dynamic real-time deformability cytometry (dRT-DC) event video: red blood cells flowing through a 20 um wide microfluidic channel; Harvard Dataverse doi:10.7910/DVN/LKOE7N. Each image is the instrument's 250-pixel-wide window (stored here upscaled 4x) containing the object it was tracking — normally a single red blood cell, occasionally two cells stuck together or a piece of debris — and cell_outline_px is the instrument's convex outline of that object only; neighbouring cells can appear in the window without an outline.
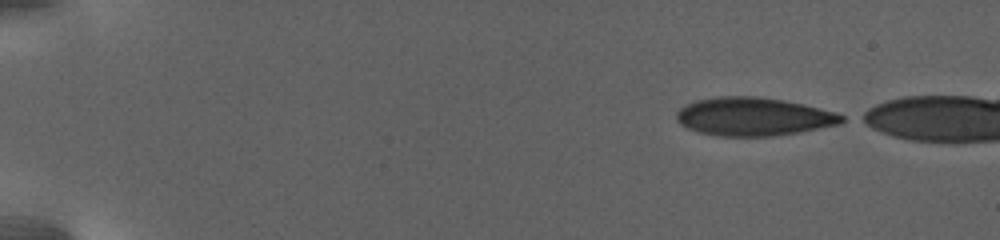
{"species": "human", "species_latin": "Homo sapiens", "temperature_condition": "warm", "stored_images_in_passage": 70, "camera_frame_rate_fps": 3000, "um_per_image_px": 0.085, "donor": {"sex": "female"}, "frame": {"image": 1, "passage_image": 1, "time_ms": 0.0, "image_size_px": [1000, 240], "cell_outline_px": [[848, 120], [840, 124], [796, 132], [772, 136], [720, 136], [700, 132], [688, 128], [680, 124], [676, 120], [676, 112], [680, 108], [696, 100], [716, 96], [752, 96], [784, 100], [836, 112], [844, 116]], "centroid_in_image_um": [64.04, 9.91], "position_along_channel_um": 21.0, "area_um2": 36.7}}
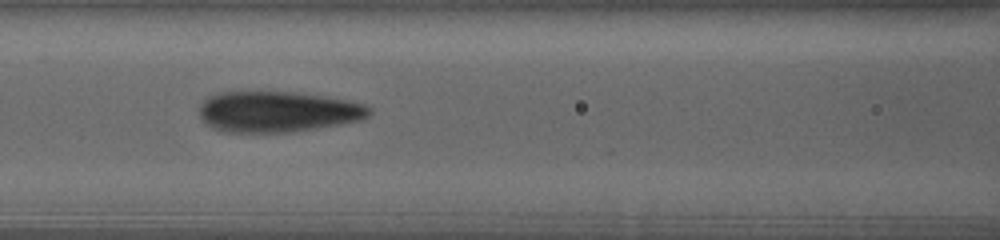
{"frame": {"image": 2, "passage_image": 34, "time_ms": 9.333, "image_size_px": [1000, 240], "cell_outline_px": [[368, 116], [360, 120], [340, 124], [296, 132], [224, 132], [212, 128], [200, 116], [200, 104], [208, 96], [220, 92], [292, 92], [320, 96], [344, 100], [364, 104], [368, 108]], "centroid_in_image_um": [23.54, 9.5], "position_along_channel_um": 143.1, "area_um2": 40.06}}
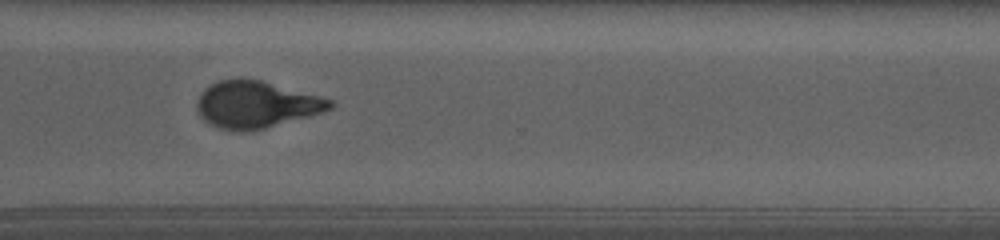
{"frame": {"image": 3, "passage_image": 69, "time_ms": 17.0, "image_size_px": [1000, 240], "cell_outline_px": [[336, 104], [332, 108], [324, 112], [264, 128], [244, 132], [236, 132], [220, 128], [204, 120], [200, 116], [196, 104], [204, 88], [220, 80], [244, 76], [260, 80], [320, 96], [332, 100]], "centroid_in_image_um": [21.77, 8.87], "position_along_channel_um": 348.8, "area_um2": 36.41}}